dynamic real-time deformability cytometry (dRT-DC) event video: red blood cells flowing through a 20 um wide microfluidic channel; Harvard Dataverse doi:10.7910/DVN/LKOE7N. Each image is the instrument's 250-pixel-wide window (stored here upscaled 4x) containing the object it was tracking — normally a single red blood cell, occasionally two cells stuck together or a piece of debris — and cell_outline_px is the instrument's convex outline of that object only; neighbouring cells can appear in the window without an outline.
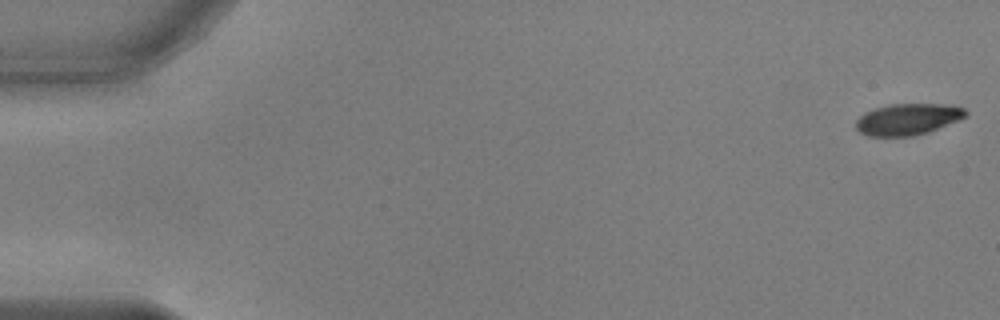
{"species": "common noctule bat (a hibernating species)", "species_latin": "Nyctalus noctula", "temperature_condition": "warm", "stored_images_in_passage": 53, "camera_frame_rate_fps": 3000, "um_per_image_px": 0.085, "animal": {"sex": "male", "body_mass_g": 17.9, "forearm_length_mm": 54.2}, "frame": {"image": 1, "passage_image": 1, "time_ms": 0.0, "image_size_px": [1000, 320], "cell_outline_px": [[968, 116], [928, 132], [912, 136], [868, 136], [860, 132], [856, 128], [856, 120], [864, 112], [888, 104], [944, 104], [964, 108], [968, 112]], "centroid_in_image_um": [77.16, 10.13], "position_along_channel_um": 7.8, "area_um2": 20.06}}
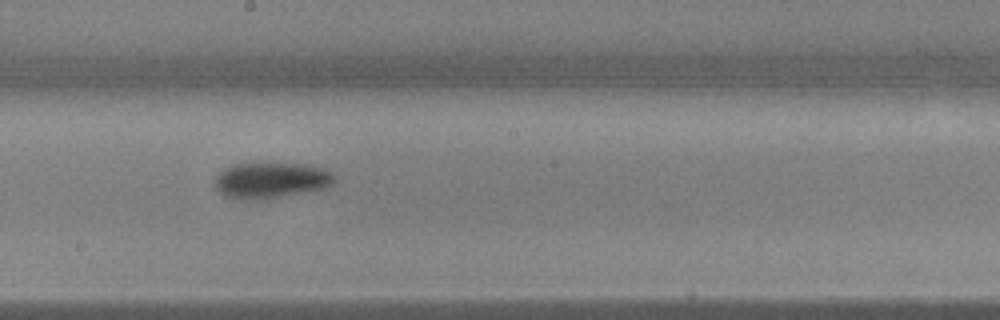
{"frame": {"image": 2, "passage_image": 30, "time_ms": 9.667, "image_size_px": [1000, 320], "cell_outline_px": [[336, 180], [332, 184], [324, 188], [308, 192], [268, 200], [240, 200], [228, 196], [220, 192], [216, 188], [216, 176], [224, 168], [232, 164], [252, 160], [284, 160], [308, 164], [324, 168], [332, 172], [336, 176]], "centroid_in_image_um": [23.07, 15.26], "position_along_channel_um": 225.1, "area_um2": 26.88}}
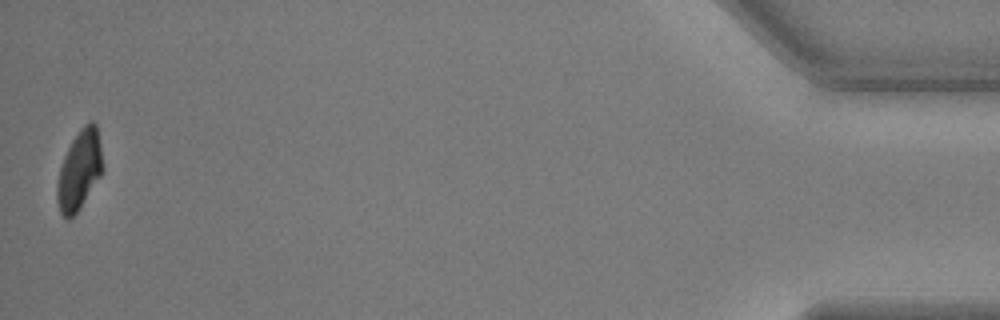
{"frame": {"image": 3, "passage_image": 53, "time_ms": 17.333, "image_size_px": [1000, 320], "cell_outline_px": [[104, 168], [100, 176], [80, 208], [68, 220], [60, 212], [56, 200], [56, 184], [60, 168], [64, 156], [72, 140], [80, 128], [84, 124], [92, 120], [96, 124]], "centroid_in_image_um": [6.74, 14.46], "position_along_channel_um": 428.5, "area_um2": 20.98}, "authors_computed_cell_mechanics": {"area_um2": 23.3512, "velocity_mm_per_s": 3.7943, "shape_relaxation_time_tau1_ms": 2.7411, "shape_relaxation_time_tau2_ms": 5.685, "deformation_change_tau1": 0.1424, "deformation_change_tau2": 0.0897}}